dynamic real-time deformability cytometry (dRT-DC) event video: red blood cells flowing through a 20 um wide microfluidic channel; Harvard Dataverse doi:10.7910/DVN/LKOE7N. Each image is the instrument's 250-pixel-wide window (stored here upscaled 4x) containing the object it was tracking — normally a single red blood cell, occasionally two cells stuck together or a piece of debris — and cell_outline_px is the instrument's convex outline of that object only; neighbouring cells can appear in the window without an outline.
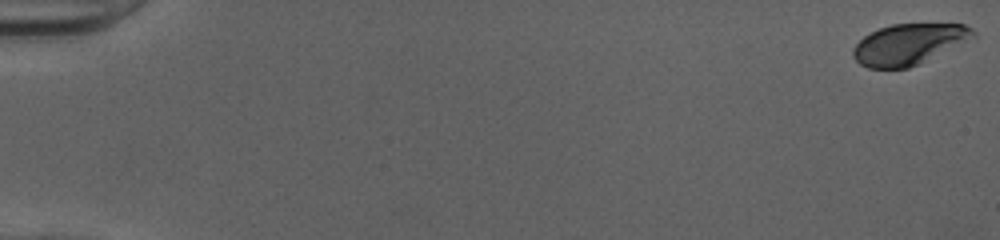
{"species": "human", "species_latin": "Homo sapiens", "temperature_condition": "cold", "stored_images_in_passage": 52, "camera_frame_rate_fps": 3000, "um_per_image_px": 0.085, "donor": {"sex": "female"}, "frame": {"image": 1, "passage_image": 1, "time_ms": 0.0, "image_size_px": [1000, 240], "cell_outline_px": [[976, 36], [908, 68], [868, 68], [860, 64], [852, 56], [852, 48], [864, 36], [880, 28], [892, 24], [964, 24], [972, 28], [976, 32]], "centroid_in_image_um": [77.21, 3.75], "position_along_channel_um": 7.8, "area_um2": 28.03}}
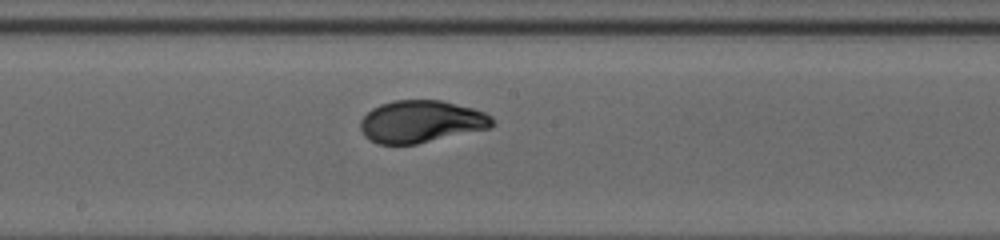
{"frame": {"image": 2, "passage_image": 30, "time_ms": 9.667, "image_size_px": [1000, 240], "cell_outline_px": [[496, 124], [492, 128], [416, 144], [380, 144], [368, 140], [364, 136], [360, 128], [360, 120], [372, 108], [380, 104], [392, 100], [440, 100], [472, 108], [484, 112], [492, 116], [496, 120]], "centroid_in_image_um": [35.82, 10.34], "position_along_channel_um": 212.4, "area_um2": 32.77}}
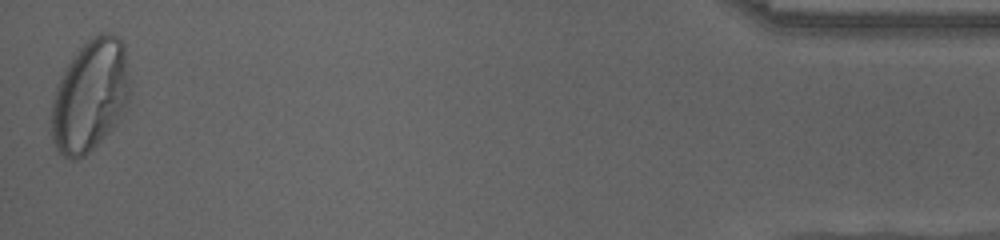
{"frame": {"image": 3, "passage_image": 52, "time_ms": 17.0, "image_size_px": [1000, 240], "cell_outline_px": [[132, 80], [128, 108], [116, 124], [84, 156], [76, 160], [68, 160], [56, 148], [52, 140], [52, 100], [56, 84], [64, 68], [72, 56], [88, 40], [100, 32], [112, 32], [124, 44]], "centroid_in_image_um": [7.7, 8.1], "position_along_channel_um": 427.5, "area_um2": 52.08}, "authors_computed_cell_mechanics": {"area_um2": 32.6281, "velocity_mm_per_s": 4.0338, "shape_relaxation_time_tau1_ms": 3.7575, "shape_relaxation_time_tau2_ms": null, "deformation_change_tau1": 0.1728, "deformation_change_tau2": null}}